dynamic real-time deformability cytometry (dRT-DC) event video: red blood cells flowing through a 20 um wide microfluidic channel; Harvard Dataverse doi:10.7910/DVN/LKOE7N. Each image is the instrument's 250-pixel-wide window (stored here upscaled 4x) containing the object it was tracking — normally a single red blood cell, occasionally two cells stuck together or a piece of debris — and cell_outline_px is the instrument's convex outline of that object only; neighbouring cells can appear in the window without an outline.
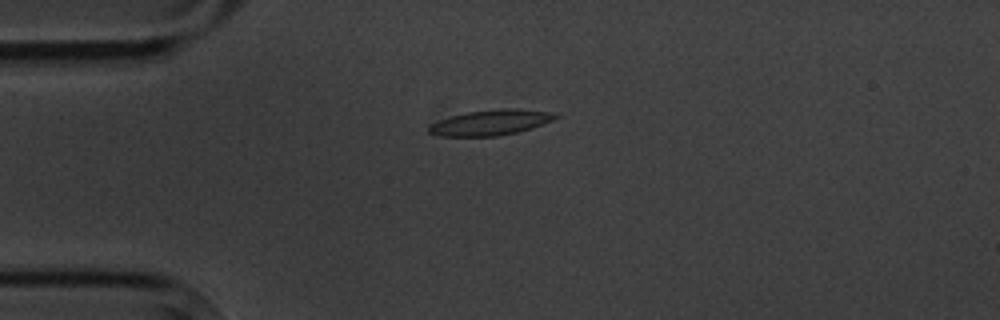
{"species": "common noctule bat (a hibernating species)", "species_latin": "Nyctalus noctula", "temperature_condition": "cold", "stored_images_in_passage": 5, "camera_frame_rate_fps": 3000, "um_per_image_px": 0.085, "animal": {"sex": "male", "body_mass_g": 20.1, "forearm_length_mm": 53.5}, "frame": {"image": 1, "passage_image": 5, "time_ms": 4.667, "image_size_px": [1000, 320], "cell_outline_px": [[560, 116], [552, 120], [532, 128], [516, 132], [496, 136], [440, 136], [428, 132], [428, 124], [452, 116], [468, 112], [500, 108], [520, 108], [548, 112]], "centroid_in_image_um": [41.68, 10.41], "position_along_channel_um": 43.3, "area_um2": 18.61}}